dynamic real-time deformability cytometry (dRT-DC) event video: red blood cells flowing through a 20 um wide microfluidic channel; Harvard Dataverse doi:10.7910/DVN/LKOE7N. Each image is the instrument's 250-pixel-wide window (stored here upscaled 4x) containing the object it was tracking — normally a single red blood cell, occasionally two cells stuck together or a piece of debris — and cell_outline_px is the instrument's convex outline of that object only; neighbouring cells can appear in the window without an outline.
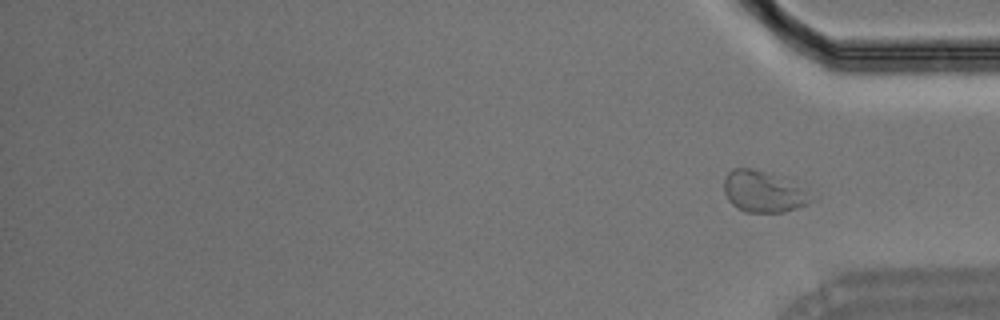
{"species": "Egyptian fruit bat (a non-hibernating species)", "species_latin": "Rousettus aegyptiacus", "temperature_condition": "room temperature", "stored_images_in_passage": 33, "segment_of_instrument_passage": [2, 2], "camera_frame_rate_fps": 3000, "um_per_image_px": 0.085, "animal": {"sex": "male"}, "frame": {"image": 1, "passage_image": 33, "time_ms": 10.667, "image_size_px": [1000, 320], "cell_outline_px": [[820, 196], [816, 200], [808, 204], [784, 212], [744, 212], [736, 208], [728, 200], [724, 192], [724, 180], [728, 172], [732, 168], [752, 168], [764, 172], [820, 192]], "centroid_in_image_um": [65.02, 16.31], "position_along_channel_um": 370.2, "area_um2": 21.68}}